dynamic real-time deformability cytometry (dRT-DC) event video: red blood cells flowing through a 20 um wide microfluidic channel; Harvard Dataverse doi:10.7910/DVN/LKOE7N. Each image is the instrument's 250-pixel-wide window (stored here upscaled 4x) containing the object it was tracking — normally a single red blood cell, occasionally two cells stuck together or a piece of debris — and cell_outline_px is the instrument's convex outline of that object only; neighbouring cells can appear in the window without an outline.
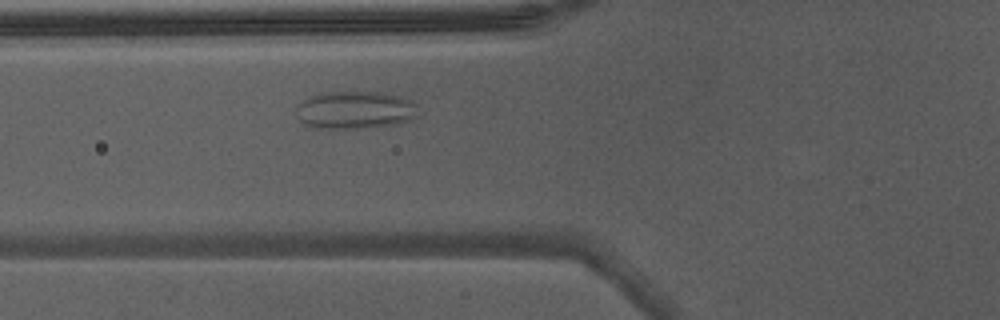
{"species": "Egyptian fruit bat (a non-hibernating species)", "species_latin": "Rousettus aegyptiacus", "temperature_condition": "warm", "stored_images_in_passage": 2, "camera_frame_rate_fps": 3000, "um_per_image_px": 0.085, "animal": {"sex": "male"}, "frame": {"image": 1, "passage_image": 2, "time_ms": 0.333, "image_size_px": [1000, 320], "cell_outline_px": [[416, 116], [400, 124], [364, 128], [312, 128], [304, 124], [296, 116], [296, 104], [308, 96], [324, 92], [376, 92], [400, 96], [412, 100], [416, 104]], "centroid_in_image_um": [30.13, 9.35], "position_along_channel_um": 95.7, "area_um2": 27.11}}